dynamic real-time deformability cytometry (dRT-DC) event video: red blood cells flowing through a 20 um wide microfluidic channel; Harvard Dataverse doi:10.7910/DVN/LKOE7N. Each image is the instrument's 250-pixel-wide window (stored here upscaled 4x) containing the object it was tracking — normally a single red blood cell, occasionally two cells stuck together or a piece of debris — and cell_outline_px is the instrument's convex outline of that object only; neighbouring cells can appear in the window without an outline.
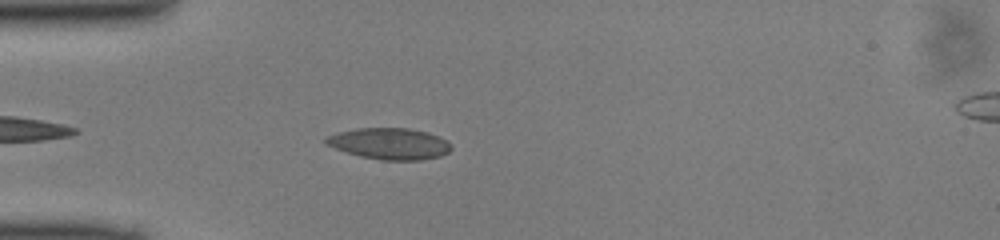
{"species": "common noctule bat (a hibernating species)", "species_latin": "Nyctalus noctula", "temperature_condition": "cold", "stored_images_in_passage": 25, "camera_frame_rate_fps": 3000, "um_per_image_px": 0.085, "animal": {"sex": "male", "body_mass_g": 13.0, "forearm_length_mm": 53.1}, "frame": {"image": 1, "passage_image": 4, "time_ms": 1.0, "image_size_px": [1000, 240], "cell_outline_px": [[452, 148], [448, 152], [440, 156], [420, 160], [384, 160], [360, 156], [336, 148], [328, 144], [324, 140], [328, 136], [336, 132], [356, 128], [408, 128], [428, 132], [452, 144]], "centroid_in_image_um": [33.13, 12.2], "position_along_channel_um": 51.9, "area_um2": 22.66}}
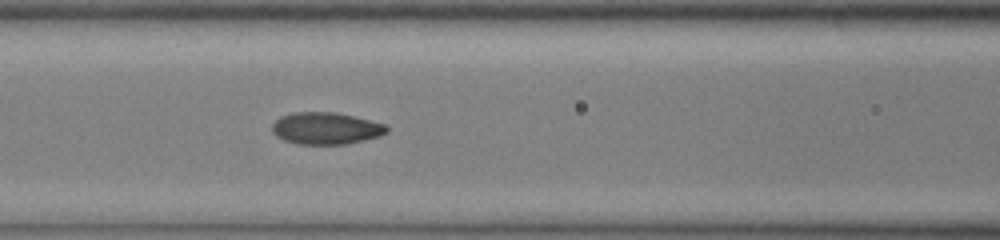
{"frame": {"image": 2, "passage_image": 11, "time_ms": 3.333, "image_size_px": [1000, 240], "cell_outline_px": [[388, 132], [380, 136], [364, 140], [344, 144], [296, 144], [284, 140], [276, 136], [272, 132], [272, 124], [280, 116], [292, 112], [336, 112], [384, 124], [388, 128]], "centroid_in_image_um": [27.67, 10.91], "position_along_channel_um": 138.9, "area_um2": 21.33}}
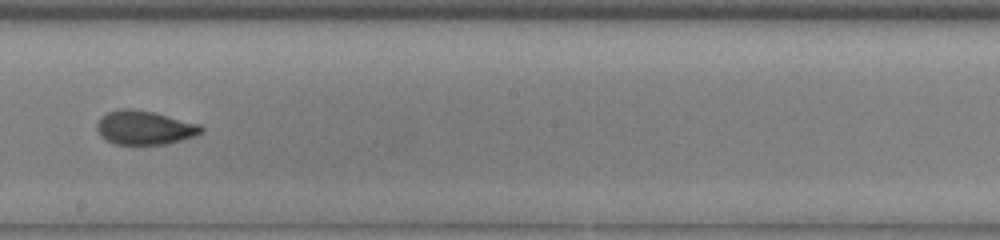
{"frame": {"image": 3, "passage_image": 18, "time_ms": 5.667, "image_size_px": [1000, 240], "cell_outline_px": [[204, 132], [196, 136], [164, 144], [116, 144], [100, 136], [96, 128], [96, 124], [100, 116], [108, 112], [120, 108], [132, 108], [156, 112], [200, 124], [204, 128]], "centroid_in_image_um": [12.3, 10.83], "position_along_channel_um": 235.9, "area_um2": 20.87}}